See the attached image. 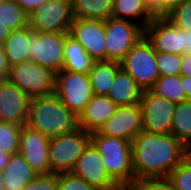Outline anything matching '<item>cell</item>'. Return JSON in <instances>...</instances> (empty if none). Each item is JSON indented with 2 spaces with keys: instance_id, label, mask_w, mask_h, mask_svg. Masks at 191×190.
Returning <instances> with one entry per match:
<instances>
[{
  "instance_id": "1",
  "label": "cell",
  "mask_w": 191,
  "mask_h": 190,
  "mask_svg": "<svg viewBox=\"0 0 191 190\" xmlns=\"http://www.w3.org/2000/svg\"><path fill=\"white\" fill-rule=\"evenodd\" d=\"M135 180L168 177L187 156V147L172 134L140 132L131 142Z\"/></svg>"
},
{
  "instance_id": "2",
  "label": "cell",
  "mask_w": 191,
  "mask_h": 190,
  "mask_svg": "<svg viewBox=\"0 0 191 190\" xmlns=\"http://www.w3.org/2000/svg\"><path fill=\"white\" fill-rule=\"evenodd\" d=\"M26 125L52 138L78 128V117L51 94L30 99Z\"/></svg>"
},
{
  "instance_id": "3",
  "label": "cell",
  "mask_w": 191,
  "mask_h": 190,
  "mask_svg": "<svg viewBox=\"0 0 191 190\" xmlns=\"http://www.w3.org/2000/svg\"><path fill=\"white\" fill-rule=\"evenodd\" d=\"M91 142L99 151L107 174L120 187H133L135 176L132 168L131 142L117 137L91 133Z\"/></svg>"
},
{
  "instance_id": "4",
  "label": "cell",
  "mask_w": 191,
  "mask_h": 190,
  "mask_svg": "<svg viewBox=\"0 0 191 190\" xmlns=\"http://www.w3.org/2000/svg\"><path fill=\"white\" fill-rule=\"evenodd\" d=\"M91 141V133L78 127L74 131L49 140L50 174L71 173L77 159Z\"/></svg>"
},
{
  "instance_id": "5",
  "label": "cell",
  "mask_w": 191,
  "mask_h": 190,
  "mask_svg": "<svg viewBox=\"0 0 191 190\" xmlns=\"http://www.w3.org/2000/svg\"><path fill=\"white\" fill-rule=\"evenodd\" d=\"M55 74L51 69L27 60L11 66L6 79L32 99L54 94Z\"/></svg>"
},
{
  "instance_id": "6",
  "label": "cell",
  "mask_w": 191,
  "mask_h": 190,
  "mask_svg": "<svg viewBox=\"0 0 191 190\" xmlns=\"http://www.w3.org/2000/svg\"><path fill=\"white\" fill-rule=\"evenodd\" d=\"M121 68L126 71L144 90H150L160 77L156 64V51L143 36L120 61Z\"/></svg>"
},
{
  "instance_id": "7",
  "label": "cell",
  "mask_w": 191,
  "mask_h": 190,
  "mask_svg": "<svg viewBox=\"0 0 191 190\" xmlns=\"http://www.w3.org/2000/svg\"><path fill=\"white\" fill-rule=\"evenodd\" d=\"M69 32H35L29 27L28 60L60 72L64 65V44Z\"/></svg>"
},
{
  "instance_id": "8",
  "label": "cell",
  "mask_w": 191,
  "mask_h": 190,
  "mask_svg": "<svg viewBox=\"0 0 191 190\" xmlns=\"http://www.w3.org/2000/svg\"><path fill=\"white\" fill-rule=\"evenodd\" d=\"M54 94L77 117L94 95L88 74L63 69L55 74Z\"/></svg>"
},
{
  "instance_id": "9",
  "label": "cell",
  "mask_w": 191,
  "mask_h": 190,
  "mask_svg": "<svg viewBox=\"0 0 191 190\" xmlns=\"http://www.w3.org/2000/svg\"><path fill=\"white\" fill-rule=\"evenodd\" d=\"M106 60L120 62L144 36L140 23L111 16L104 21Z\"/></svg>"
},
{
  "instance_id": "10",
  "label": "cell",
  "mask_w": 191,
  "mask_h": 190,
  "mask_svg": "<svg viewBox=\"0 0 191 190\" xmlns=\"http://www.w3.org/2000/svg\"><path fill=\"white\" fill-rule=\"evenodd\" d=\"M29 27L35 32H69L73 22L72 5L66 0H47L29 15Z\"/></svg>"
},
{
  "instance_id": "11",
  "label": "cell",
  "mask_w": 191,
  "mask_h": 190,
  "mask_svg": "<svg viewBox=\"0 0 191 190\" xmlns=\"http://www.w3.org/2000/svg\"><path fill=\"white\" fill-rule=\"evenodd\" d=\"M143 131L154 134H171L172 119L176 104L144 90L141 101Z\"/></svg>"
},
{
  "instance_id": "12",
  "label": "cell",
  "mask_w": 191,
  "mask_h": 190,
  "mask_svg": "<svg viewBox=\"0 0 191 190\" xmlns=\"http://www.w3.org/2000/svg\"><path fill=\"white\" fill-rule=\"evenodd\" d=\"M144 36L155 51L179 55L187 53L186 30L179 29L166 17H154L145 27Z\"/></svg>"
},
{
  "instance_id": "13",
  "label": "cell",
  "mask_w": 191,
  "mask_h": 190,
  "mask_svg": "<svg viewBox=\"0 0 191 190\" xmlns=\"http://www.w3.org/2000/svg\"><path fill=\"white\" fill-rule=\"evenodd\" d=\"M71 173L99 190H120V186L107 174L99 151L90 141L76 161Z\"/></svg>"
},
{
  "instance_id": "14",
  "label": "cell",
  "mask_w": 191,
  "mask_h": 190,
  "mask_svg": "<svg viewBox=\"0 0 191 190\" xmlns=\"http://www.w3.org/2000/svg\"><path fill=\"white\" fill-rule=\"evenodd\" d=\"M69 35L78 41L95 61L106 60L104 21L74 18Z\"/></svg>"
},
{
  "instance_id": "15",
  "label": "cell",
  "mask_w": 191,
  "mask_h": 190,
  "mask_svg": "<svg viewBox=\"0 0 191 190\" xmlns=\"http://www.w3.org/2000/svg\"><path fill=\"white\" fill-rule=\"evenodd\" d=\"M143 131L141 104L117 107L115 113L104 122L98 132L132 142Z\"/></svg>"
},
{
  "instance_id": "16",
  "label": "cell",
  "mask_w": 191,
  "mask_h": 190,
  "mask_svg": "<svg viewBox=\"0 0 191 190\" xmlns=\"http://www.w3.org/2000/svg\"><path fill=\"white\" fill-rule=\"evenodd\" d=\"M49 140L37 130L22 126L18 152L38 174H50Z\"/></svg>"
},
{
  "instance_id": "17",
  "label": "cell",
  "mask_w": 191,
  "mask_h": 190,
  "mask_svg": "<svg viewBox=\"0 0 191 190\" xmlns=\"http://www.w3.org/2000/svg\"><path fill=\"white\" fill-rule=\"evenodd\" d=\"M30 98L7 79L0 80V121L26 125Z\"/></svg>"
},
{
  "instance_id": "18",
  "label": "cell",
  "mask_w": 191,
  "mask_h": 190,
  "mask_svg": "<svg viewBox=\"0 0 191 190\" xmlns=\"http://www.w3.org/2000/svg\"><path fill=\"white\" fill-rule=\"evenodd\" d=\"M117 107L108 96L93 95L78 116V127L90 133L98 131L104 122L115 113Z\"/></svg>"
},
{
  "instance_id": "19",
  "label": "cell",
  "mask_w": 191,
  "mask_h": 190,
  "mask_svg": "<svg viewBox=\"0 0 191 190\" xmlns=\"http://www.w3.org/2000/svg\"><path fill=\"white\" fill-rule=\"evenodd\" d=\"M142 89L135 80L122 68H120L107 95L118 107L139 104L142 97Z\"/></svg>"
},
{
  "instance_id": "20",
  "label": "cell",
  "mask_w": 191,
  "mask_h": 190,
  "mask_svg": "<svg viewBox=\"0 0 191 190\" xmlns=\"http://www.w3.org/2000/svg\"><path fill=\"white\" fill-rule=\"evenodd\" d=\"M3 175L5 184L3 190H22L38 173L29 165L21 153L17 152L11 155L8 165L3 170Z\"/></svg>"
},
{
  "instance_id": "21",
  "label": "cell",
  "mask_w": 191,
  "mask_h": 190,
  "mask_svg": "<svg viewBox=\"0 0 191 190\" xmlns=\"http://www.w3.org/2000/svg\"><path fill=\"white\" fill-rule=\"evenodd\" d=\"M120 68V62L117 61H94L88 73L93 94L107 96Z\"/></svg>"
},
{
  "instance_id": "22",
  "label": "cell",
  "mask_w": 191,
  "mask_h": 190,
  "mask_svg": "<svg viewBox=\"0 0 191 190\" xmlns=\"http://www.w3.org/2000/svg\"><path fill=\"white\" fill-rule=\"evenodd\" d=\"M94 61L78 41L71 35L66 37L63 70L88 74Z\"/></svg>"
},
{
  "instance_id": "23",
  "label": "cell",
  "mask_w": 191,
  "mask_h": 190,
  "mask_svg": "<svg viewBox=\"0 0 191 190\" xmlns=\"http://www.w3.org/2000/svg\"><path fill=\"white\" fill-rule=\"evenodd\" d=\"M112 16L134 23L141 18L140 26L145 27L154 19V15L145 0H114ZM131 19V20H130ZM134 20V21H133Z\"/></svg>"
},
{
  "instance_id": "24",
  "label": "cell",
  "mask_w": 191,
  "mask_h": 190,
  "mask_svg": "<svg viewBox=\"0 0 191 190\" xmlns=\"http://www.w3.org/2000/svg\"><path fill=\"white\" fill-rule=\"evenodd\" d=\"M113 2L114 0H73L72 14L74 18L105 21L112 16Z\"/></svg>"
},
{
  "instance_id": "25",
  "label": "cell",
  "mask_w": 191,
  "mask_h": 190,
  "mask_svg": "<svg viewBox=\"0 0 191 190\" xmlns=\"http://www.w3.org/2000/svg\"><path fill=\"white\" fill-rule=\"evenodd\" d=\"M6 59L10 66L28 60L29 26L14 30L4 42Z\"/></svg>"
},
{
  "instance_id": "26",
  "label": "cell",
  "mask_w": 191,
  "mask_h": 190,
  "mask_svg": "<svg viewBox=\"0 0 191 190\" xmlns=\"http://www.w3.org/2000/svg\"><path fill=\"white\" fill-rule=\"evenodd\" d=\"M171 134L186 147L191 145V100L176 104Z\"/></svg>"
},
{
  "instance_id": "27",
  "label": "cell",
  "mask_w": 191,
  "mask_h": 190,
  "mask_svg": "<svg viewBox=\"0 0 191 190\" xmlns=\"http://www.w3.org/2000/svg\"><path fill=\"white\" fill-rule=\"evenodd\" d=\"M150 90L175 104L187 101L181 82V75L160 76Z\"/></svg>"
},
{
  "instance_id": "28",
  "label": "cell",
  "mask_w": 191,
  "mask_h": 190,
  "mask_svg": "<svg viewBox=\"0 0 191 190\" xmlns=\"http://www.w3.org/2000/svg\"><path fill=\"white\" fill-rule=\"evenodd\" d=\"M0 24L12 31L29 26L28 14L15 0L0 2Z\"/></svg>"
},
{
  "instance_id": "29",
  "label": "cell",
  "mask_w": 191,
  "mask_h": 190,
  "mask_svg": "<svg viewBox=\"0 0 191 190\" xmlns=\"http://www.w3.org/2000/svg\"><path fill=\"white\" fill-rule=\"evenodd\" d=\"M22 126L0 121V152L11 155L19 151L20 134Z\"/></svg>"
},
{
  "instance_id": "30",
  "label": "cell",
  "mask_w": 191,
  "mask_h": 190,
  "mask_svg": "<svg viewBox=\"0 0 191 190\" xmlns=\"http://www.w3.org/2000/svg\"><path fill=\"white\" fill-rule=\"evenodd\" d=\"M167 178L176 190H191V157L187 155Z\"/></svg>"
},
{
  "instance_id": "31",
  "label": "cell",
  "mask_w": 191,
  "mask_h": 190,
  "mask_svg": "<svg viewBox=\"0 0 191 190\" xmlns=\"http://www.w3.org/2000/svg\"><path fill=\"white\" fill-rule=\"evenodd\" d=\"M182 55L156 51V64L160 76L180 75Z\"/></svg>"
},
{
  "instance_id": "32",
  "label": "cell",
  "mask_w": 191,
  "mask_h": 190,
  "mask_svg": "<svg viewBox=\"0 0 191 190\" xmlns=\"http://www.w3.org/2000/svg\"><path fill=\"white\" fill-rule=\"evenodd\" d=\"M165 17L179 29L191 32V0H185Z\"/></svg>"
},
{
  "instance_id": "33",
  "label": "cell",
  "mask_w": 191,
  "mask_h": 190,
  "mask_svg": "<svg viewBox=\"0 0 191 190\" xmlns=\"http://www.w3.org/2000/svg\"><path fill=\"white\" fill-rule=\"evenodd\" d=\"M57 190H99L72 173L58 174Z\"/></svg>"
},
{
  "instance_id": "34",
  "label": "cell",
  "mask_w": 191,
  "mask_h": 190,
  "mask_svg": "<svg viewBox=\"0 0 191 190\" xmlns=\"http://www.w3.org/2000/svg\"><path fill=\"white\" fill-rule=\"evenodd\" d=\"M57 174H38L22 190H57Z\"/></svg>"
},
{
  "instance_id": "35",
  "label": "cell",
  "mask_w": 191,
  "mask_h": 190,
  "mask_svg": "<svg viewBox=\"0 0 191 190\" xmlns=\"http://www.w3.org/2000/svg\"><path fill=\"white\" fill-rule=\"evenodd\" d=\"M136 190H176L167 177L143 178L135 182Z\"/></svg>"
},
{
  "instance_id": "36",
  "label": "cell",
  "mask_w": 191,
  "mask_h": 190,
  "mask_svg": "<svg viewBox=\"0 0 191 190\" xmlns=\"http://www.w3.org/2000/svg\"><path fill=\"white\" fill-rule=\"evenodd\" d=\"M185 0H158V17H165L179 4Z\"/></svg>"
},
{
  "instance_id": "37",
  "label": "cell",
  "mask_w": 191,
  "mask_h": 190,
  "mask_svg": "<svg viewBox=\"0 0 191 190\" xmlns=\"http://www.w3.org/2000/svg\"><path fill=\"white\" fill-rule=\"evenodd\" d=\"M10 67L9 62L6 59L4 44L0 43V80L7 78Z\"/></svg>"
},
{
  "instance_id": "38",
  "label": "cell",
  "mask_w": 191,
  "mask_h": 190,
  "mask_svg": "<svg viewBox=\"0 0 191 190\" xmlns=\"http://www.w3.org/2000/svg\"><path fill=\"white\" fill-rule=\"evenodd\" d=\"M16 3L29 15L47 0H15Z\"/></svg>"
},
{
  "instance_id": "39",
  "label": "cell",
  "mask_w": 191,
  "mask_h": 190,
  "mask_svg": "<svg viewBox=\"0 0 191 190\" xmlns=\"http://www.w3.org/2000/svg\"><path fill=\"white\" fill-rule=\"evenodd\" d=\"M180 75L191 77V53L182 54Z\"/></svg>"
},
{
  "instance_id": "40",
  "label": "cell",
  "mask_w": 191,
  "mask_h": 190,
  "mask_svg": "<svg viewBox=\"0 0 191 190\" xmlns=\"http://www.w3.org/2000/svg\"><path fill=\"white\" fill-rule=\"evenodd\" d=\"M183 90L185 91L187 100H191V77L181 76Z\"/></svg>"
},
{
  "instance_id": "41",
  "label": "cell",
  "mask_w": 191,
  "mask_h": 190,
  "mask_svg": "<svg viewBox=\"0 0 191 190\" xmlns=\"http://www.w3.org/2000/svg\"><path fill=\"white\" fill-rule=\"evenodd\" d=\"M12 30L5 25L0 24V43L4 44L5 40L10 36Z\"/></svg>"
},
{
  "instance_id": "42",
  "label": "cell",
  "mask_w": 191,
  "mask_h": 190,
  "mask_svg": "<svg viewBox=\"0 0 191 190\" xmlns=\"http://www.w3.org/2000/svg\"><path fill=\"white\" fill-rule=\"evenodd\" d=\"M11 154L8 152H0V170H4L10 161Z\"/></svg>"
},
{
  "instance_id": "43",
  "label": "cell",
  "mask_w": 191,
  "mask_h": 190,
  "mask_svg": "<svg viewBox=\"0 0 191 190\" xmlns=\"http://www.w3.org/2000/svg\"><path fill=\"white\" fill-rule=\"evenodd\" d=\"M145 3L150 7L153 15L158 17V0H145Z\"/></svg>"
},
{
  "instance_id": "44",
  "label": "cell",
  "mask_w": 191,
  "mask_h": 190,
  "mask_svg": "<svg viewBox=\"0 0 191 190\" xmlns=\"http://www.w3.org/2000/svg\"><path fill=\"white\" fill-rule=\"evenodd\" d=\"M186 46H187V53H191V32L186 30Z\"/></svg>"
},
{
  "instance_id": "45",
  "label": "cell",
  "mask_w": 191,
  "mask_h": 190,
  "mask_svg": "<svg viewBox=\"0 0 191 190\" xmlns=\"http://www.w3.org/2000/svg\"><path fill=\"white\" fill-rule=\"evenodd\" d=\"M4 187H5V184H4L3 170H0V190H3Z\"/></svg>"
},
{
  "instance_id": "46",
  "label": "cell",
  "mask_w": 191,
  "mask_h": 190,
  "mask_svg": "<svg viewBox=\"0 0 191 190\" xmlns=\"http://www.w3.org/2000/svg\"><path fill=\"white\" fill-rule=\"evenodd\" d=\"M120 190H136L134 187H121Z\"/></svg>"
},
{
  "instance_id": "47",
  "label": "cell",
  "mask_w": 191,
  "mask_h": 190,
  "mask_svg": "<svg viewBox=\"0 0 191 190\" xmlns=\"http://www.w3.org/2000/svg\"><path fill=\"white\" fill-rule=\"evenodd\" d=\"M187 155L191 157V145L187 147Z\"/></svg>"
}]
</instances>
